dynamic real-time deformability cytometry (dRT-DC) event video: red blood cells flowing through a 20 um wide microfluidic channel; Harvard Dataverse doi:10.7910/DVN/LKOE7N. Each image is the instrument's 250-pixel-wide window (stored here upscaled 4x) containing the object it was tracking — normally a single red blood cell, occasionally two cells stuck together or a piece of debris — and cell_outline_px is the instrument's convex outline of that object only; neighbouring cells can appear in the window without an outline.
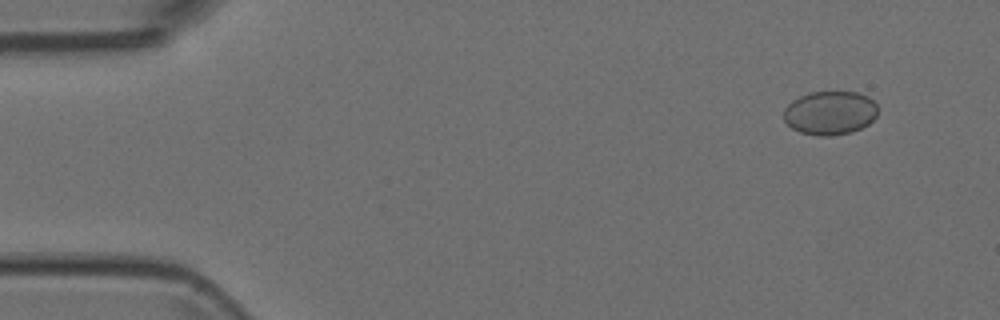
{"species": "Egyptian fruit bat (a non-hibernating species)", "species_latin": "Rousettus aegyptiacus", "temperature_condition": "room temperature", "stored_images_in_passage": 4, "camera_frame_rate_fps": 3000, "um_per_image_px": 0.085, "animal": {"sex": "female"}, "frame": {"image": 1, "passage_image": 1, "time_ms": 0.0, "image_size_px": [1000, 320], "cell_outline_px": [[876, 116], [868, 124], [852, 132], [832, 136], [816, 136], [800, 132], [792, 128], [784, 120], [784, 108], [792, 100], [808, 92], [856, 92], [868, 96], [876, 104]], "centroid_in_image_um": [70.53, 9.6], "position_along_channel_um": 14.5, "area_um2": 24.04}}
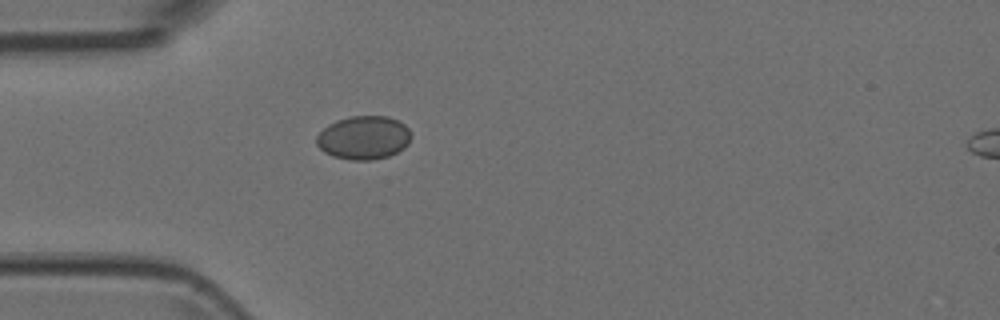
{"frame": {"image": 2, "passage_image": 4, "time_ms": 1.0, "image_size_px": [1000, 320], "cell_outline_px": [[412, 136], [408, 144], [404, 148], [388, 156], [372, 160], [352, 160], [332, 156], [324, 152], [316, 144], [316, 136], [328, 124], [336, 120], [352, 116], [388, 116], [404, 124], [408, 128]], "centroid_in_image_um": [30.91, 11.7], "position_along_channel_um": 54.1, "area_um2": 24.04}}